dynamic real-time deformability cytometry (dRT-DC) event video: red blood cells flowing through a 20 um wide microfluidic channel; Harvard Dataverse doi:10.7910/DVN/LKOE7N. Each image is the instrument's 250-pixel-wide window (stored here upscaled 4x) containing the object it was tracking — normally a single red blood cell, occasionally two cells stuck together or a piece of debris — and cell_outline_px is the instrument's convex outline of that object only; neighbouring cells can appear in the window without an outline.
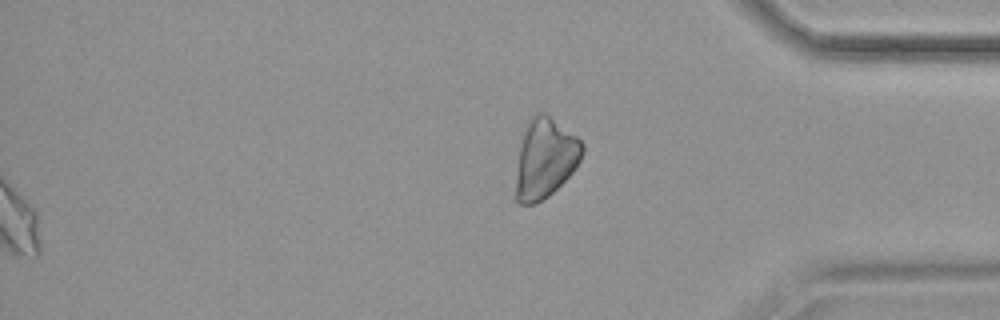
{"species": "common noctule bat (a hibernating species)", "species_latin": "Nyctalus noctula", "temperature_condition": "cold", "stored_images_in_passage": 58, "segment_of_instrument_passage": [2, 2], "camera_frame_rate_fps": 3000, "um_per_image_px": 0.085, "animal": {"sex": "female", "body_mass_g": 19.9}, "frame": {"image": 1, "passage_image": 58, "time_ms": 19.0, "image_size_px": [1000, 320], "cell_outline_px": [[584, 152], [580, 160], [572, 172], [548, 196], [536, 204], [520, 204], [512, 196], [520, 140], [532, 116], [536, 112], [544, 112], [576, 136], [584, 144]], "centroid_in_image_um": [46.28, 13.5], "position_along_channel_um": 388.9, "area_um2": 31.15}}